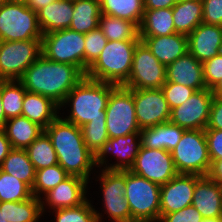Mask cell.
Returning a JSON list of instances; mask_svg holds the SVG:
<instances>
[{
	"label": "cell",
	"instance_id": "25",
	"mask_svg": "<svg viewBox=\"0 0 222 222\" xmlns=\"http://www.w3.org/2000/svg\"><path fill=\"white\" fill-rule=\"evenodd\" d=\"M60 106L49 97L26 91L22 115L45 129L59 115Z\"/></svg>",
	"mask_w": 222,
	"mask_h": 222
},
{
	"label": "cell",
	"instance_id": "23",
	"mask_svg": "<svg viewBox=\"0 0 222 222\" xmlns=\"http://www.w3.org/2000/svg\"><path fill=\"white\" fill-rule=\"evenodd\" d=\"M185 129L170 121L141 129V146L171 152L180 141Z\"/></svg>",
	"mask_w": 222,
	"mask_h": 222
},
{
	"label": "cell",
	"instance_id": "1",
	"mask_svg": "<svg viewBox=\"0 0 222 222\" xmlns=\"http://www.w3.org/2000/svg\"><path fill=\"white\" fill-rule=\"evenodd\" d=\"M86 75L76 66L55 62L41 54L19 81L25 90L49 97L59 106Z\"/></svg>",
	"mask_w": 222,
	"mask_h": 222
},
{
	"label": "cell",
	"instance_id": "26",
	"mask_svg": "<svg viewBox=\"0 0 222 222\" xmlns=\"http://www.w3.org/2000/svg\"><path fill=\"white\" fill-rule=\"evenodd\" d=\"M3 131L12 148L26 149L44 129L28 118L19 116L8 119Z\"/></svg>",
	"mask_w": 222,
	"mask_h": 222
},
{
	"label": "cell",
	"instance_id": "49",
	"mask_svg": "<svg viewBox=\"0 0 222 222\" xmlns=\"http://www.w3.org/2000/svg\"><path fill=\"white\" fill-rule=\"evenodd\" d=\"M208 176L222 186V160L211 164Z\"/></svg>",
	"mask_w": 222,
	"mask_h": 222
},
{
	"label": "cell",
	"instance_id": "50",
	"mask_svg": "<svg viewBox=\"0 0 222 222\" xmlns=\"http://www.w3.org/2000/svg\"><path fill=\"white\" fill-rule=\"evenodd\" d=\"M54 1L56 0H28L26 5L37 13L40 9Z\"/></svg>",
	"mask_w": 222,
	"mask_h": 222
},
{
	"label": "cell",
	"instance_id": "32",
	"mask_svg": "<svg viewBox=\"0 0 222 222\" xmlns=\"http://www.w3.org/2000/svg\"><path fill=\"white\" fill-rule=\"evenodd\" d=\"M99 28L108 41L140 40L139 27L125 19L101 14Z\"/></svg>",
	"mask_w": 222,
	"mask_h": 222
},
{
	"label": "cell",
	"instance_id": "16",
	"mask_svg": "<svg viewBox=\"0 0 222 222\" xmlns=\"http://www.w3.org/2000/svg\"><path fill=\"white\" fill-rule=\"evenodd\" d=\"M201 177L194 174H177L160 186V219L165 214L192 205L195 185Z\"/></svg>",
	"mask_w": 222,
	"mask_h": 222
},
{
	"label": "cell",
	"instance_id": "8",
	"mask_svg": "<svg viewBox=\"0 0 222 222\" xmlns=\"http://www.w3.org/2000/svg\"><path fill=\"white\" fill-rule=\"evenodd\" d=\"M106 129L109 138L140 132L135 114L133 89L115 86L106 107Z\"/></svg>",
	"mask_w": 222,
	"mask_h": 222
},
{
	"label": "cell",
	"instance_id": "22",
	"mask_svg": "<svg viewBox=\"0 0 222 222\" xmlns=\"http://www.w3.org/2000/svg\"><path fill=\"white\" fill-rule=\"evenodd\" d=\"M139 37L158 61L165 66L188 52V36L182 33Z\"/></svg>",
	"mask_w": 222,
	"mask_h": 222
},
{
	"label": "cell",
	"instance_id": "28",
	"mask_svg": "<svg viewBox=\"0 0 222 222\" xmlns=\"http://www.w3.org/2000/svg\"><path fill=\"white\" fill-rule=\"evenodd\" d=\"M171 8L145 9L139 36H163L177 33Z\"/></svg>",
	"mask_w": 222,
	"mask_h": 222
},
{
	"label": "cell",
	"instance_id": "46",
	"mask_svg": "<svg viewBox=\"0 0 222 222\" xmlns=\"http://www.w3.org/2000/svg\"><path fill=\"white\" fill-rule=\"evenodd\" d=\"M206 129L222 130V97H213L209 122Z\"/></svg>",
	"mask_w": 222,
	"mask_h": 222
},
{
	"label": "cell",
	"instance_id": "11",
	"mask_svg": "<svg viewBox=\"0 0 222 222\" xmlns=\"http://www.w3.org/2000/svg\"><path fill=\"white\" fill-rule=\"evenodd\" d=\"M165 82L166 66L140 41L134 50L128 81L123 86L129 89H159Z\"/></svg>",
	"mask_w": 222,
	"mask_h": 222
},
{
	"label": "cell",
	"instance_id": "18",
	"mask_svg": "<svg viewBox=\"0 0 222 222\" xmlns=\"http://www.w3.org/2000/svg\"><path fill=\"white\" fill-rule=\"evenodd\" d=\"M88 183L89 181L82 177L69 175L64 181L44 194L47 204L41 199L42 213L45 210L44 205H49L51 209L56 210L83 204L87 200L85 195Z\"/></svg>",
	"mask_w": 222,
	"mask_h": 222
},
{
	"label": "cell",
	"instance_id": "9",
	"mask_svg": "<svg viewBox=\"0 0 222 222\" xmlns=\"http://www.w3.org/2000/svg\"><path fill=\"white\" fill-rule=\"evenodd\" d=\"M85 34L71 29L43 34L41 52L49 60L71 64L84 73Z\"/></svg>",
	"mask_w": 222,
	"mask_h": 222
},
{
	"label": "cell",
	"instance_id": "20",
	"mask_svg": "<svg viewBox=\"0 0 222 222\" xmlns=\"http://www.w3.org/2000/svg\"><path fill=\"white\" fill-rule=\"evenodd\" d=\"M166 82H173L194 88H207L203 78V63L189 52L166 66Z\"/></svg>",
	"mask_w": 222,
	"mask_h": 222
},
{
	"label": "cell",
	"instance_id": "56",
	"mask_svg": "<svg viewBox=\"0 0 222 222\" xmlns=\"http://www.w3.org/2000/svg\"><path fill=\"white\" fill-rule=\"evenodd\" d=\"M220 53L222 54V41H221V45H220Z\"/></svg>",
	"mask_w": 222,
	"mask_h": 222
},
{
	"label": "cell",
	"instance_id": "41",
	"mask_svg": "<svg viewBox=\"0 0 222 222\" xmlns=\"http://www.w3.org/2000/svg\"><path fill=\"white\" fill-rule=\"evenodd\" d=\"M161 90L170 110L180 106L196 91L194 88L173 82H165L162 85Z\"/></svg>",
	"mask_w": 222,
	"mask_h": 222
},
{
	"label": "cell",
	"instance_id": "14",
	"mask_svg": "<svg viewBox=\"0 0 222 222\" xmlns=\"http://www.w3.org/2000/svg\"><path fill=\"white\" fill-rule=\"evenodd\" d=\"M129 170L160 186L178 174L171 152L162 149H148L142 146Z\"/></svg>",
	"mask_w": 222,
	"mask_h": 222
},
{
	"label": "cell",
	"instance_id": "12",
	"mask_svg": "<svg viewBox=\"0 0 222 222\" xmlns=\"http://www.w3.org/2000/svg\"><path fill=\"white\" fill-rule=\"evenodd\" d=\"M213 97L211 89L195 91L180 106L171 109L169 121L185 130H205Z\"/></svg>",
	"mask_w": 222,
	"mask_h": 222
},
{
	"label": "cell",
	"instance_id": "38",
	"mask_svg": "<svg viewBox=\"0 0 222 222\" xmlns=\"http://www.w3.org/2000/svg\"><path fill=\"white\" fill-rule=\"evenodd\" d=\"M56 222H101V213H98L88 201L81 205L54 210Z\"/></svg>",
	"mask_w": 222,
	"mask_h": 222
},
{
	"label": "cell",
	"instance_id": "10",
	"mask_svg": "<svg viewBox=\"0 0 222 222\" xmlns=\"http://www.w3.org/2000/svg\"><path fill=\"white\" fill-rule=\"evenodd\" d=\"M41 40L0 41V80H19L42 54Z\"/></svg>",
	"mask_w": 222,
	"mask_h": 222
},
{
	"label": "cell",
	"instance_id": "7",
	"mask_svg": "<svg viewBox=\"0 0 222 222\" xmlns=\"http://www.w3.org/2000/svg\"><path fill=\"white\" fill-rule=\"evenodd\" d=\"M37 13L26 3L5 1L0 5V41L42 39Z\"/></svg>",
	"mask_w": 222,
	"mask_h": 222
},
{
	"label": "cell",
	"instance_id": "51",
	"mask_svg": "<svg viewBox=\"0 0 222 222\" xmlns=\"http://www.w3.org/2000/svg\"><path fill=\"white\" fill-rule=\"evenodd\" d=\"M7 119L2 106V98H1V80H0V130H3Z\"/></svg>",
	"mask_w": 222,
	"mask_h": 222
},
{
	"label": "cell",
	"instance_id": "21",
	"mask_svg": "<svg viewBox=\"0 0 222 222\" xmlns=\"http://www.w3.org/2000/svg\"><path fill=\"white\" fill-rule=\"evenodd\" d=\"M192 205L203 219L222 217V186L202 176L196 182Z\"/></svg>",
	"mask_w": 222,
	"mask_h": 222
},
{
	"label": "cell",
	"instance_id": "34",
	"mask_svg": "<svg viewBox=\"0 0 222 222\" xmlns=\"http://www.w3.org/2000/svg\"><path fill=\"white\" fill-rule=\"evenodd\" d=\"M25 93L19 80H1L2 106L7 120L22 115Z\"/></svg>",
	"mask_w": 222,
	"mask_h": 222
},
{
	"label": "cell",
	"instance_id": "13",
	"mask_svg": "<svg viewBox=\"0 0 222 222\" xmlns=\"http://www.w3.org/2000/svg\"><path fill=\"white\" fill-rule=\"evenodd\" d=\"M105 213L113 222H131V210L125 198L126 170H104L100 175Z\"/></svg>",
	"mask_w": 222,
	"mask_h": 222
},
{
	"label": "cell",
	"instance_id": "53",
	"mask_svg": "<svg viewBox=\"0 0 222 222\" xmlns=\"http://www.w3.org/2000/svg\"><path fill=\"white\" fill-rule=\"evenodd\" d=\"M201 222H222V217L203 219Z\"/></svg>",
	"mask_w": 222,
	"mask_h": 222
},
{
	"label": "cell",
	"instance_id": "54",
	"mask_svg": "<svg viewBox=\"0 0 222 222\" xmlns=\"http://www.w3.org/2000/svg\"><path fill=\"white\" fill-rule=\"evenodd\" d=\"M0 222H7L6 217L4 216V207H0Z\"/></svg>",
	"mask_w": 222,
	"mask_h": 222
},
{
	"label": "cell",
	"instance_id": "2",
	"mask_svg": "<svg viewBox=\"0 0 222 222\" xmlns=\"http://www.w3.org/2000/svg\"><path fill=\"white\" fill-rule=\"evenodd\" d=\"M58 116L45 129L55 149L58 164L69 175L89 181L90 172L95 166L94 154L85 145L80 127Z\"/></svg>",
	"mask_w": 222,
	"mask_h": 222
},
{
	"label": "cell",
	"instance_id": "39",
	"mask_svg": "<svg viewBox=\"0 0 222 222\" xmlns=\"http://www.w3.org/2000/svg\"><path fill=\"white\" fill-rule=\"evenodd\" d=\"M80 129L85 145L94 155L109 139L106 120H91Z\"/></svg>",
	"mask_w": 222,
	"mask_h": 222
},
{
	"label": "cell",
	"instance_id": "24",
	"mask_svg": "<svg viewBox=\"0 0 222 222\" xmlns=\"http://www.w3.org/2000/svg\"><path fill=\"white\" fill-rule=\"evenodd\" d=\"M73 0H56L37 12L43 34L68 29L73 17Z\"/></svg>",
	"mask_w": 222,
	"mask_h": 222
},
{
	"label": "cell",
	"instance_id": "30",
	"mask_svg": "<svg viewBox=\"0 0 222 222\" xmlns=\"http://www.w3.org/2000/svg\"><path fill=\"white\" fill-rule=\"evenodd\" d=\"M0 170L13 175L32 189L36 170L25 149L13 148L4 159Z\"/></svg>",
	"mask_w": 222,
	"mask_h": 222
},
{
	"label": "cell",
	"instance_id": "29",
	"mask_svg": "<svg viewBox=\"0 0 222 222\" xmlns=\"http://www.w3.org/2000/svg\"><path fill=\"white\" fill-rule=\"evenodd\" d=\"M73 17L69 29L86 34L99 27L101 7L99 0H73Z\"/></svg>",
	"mask_w": 222,
	"mask_h": 222
},
{
	"label": "cell",
	"instance_id": "43",
	"mask_svg": "<svg viewBox=\"0 0 222 222\" xmlns=\"http://www.w3.org/2000/svg\"><path fill=\"white\" fill-rule=\"evenodd\" d=\"M202 23L222 26V0H202Z\"/></svg>",
	"mask_w": 222,
	"mask_h": 222
},
{
	"label": "cell",
	"instance_id": "27",
	"mask_svg": "<svg viewBox=\"0 0 222 222\" xmlns=\"http://www.w3.org/2000/svg\"><path fill=\"white\" fill-rule=\"evenodd\" d=\"M172 12L175 31L188 36L199 24L202 23V0L178 1L172 7Z\"/></svg>",
	"mask_w": 222,
	"mask_h": 222
},
{
	"label": "cell",
	"instance_id": "37",
	"mask_svg": "<svg viewBox=\"0 0 222 222\" xmlns=\"http://www.w3.org/2000/svg\"><path fill=\"white\" fill-rule=\"evenodd\" d=\"M32 196V190L26 183L0 170V202L25 201Z\"/></svg>",
	"mask_w": 222,
	"mask_h": 222
},
{
	"label": "cell",
	"instance_id": "3",
	"mask_svg": "<svg viewBox=\"0 0 222 222\" xmlns=\"http://www.w3.org/2000/svg\"><path fill=\"white\" fill-rule=\"evenodd\" d=\"M116 85L96 81L86 76L68 93L60 108L71 105V113L65 121L81 127L91 120H106V107L111 90Z\"/></svg>",
	"mask_w": 222,
	"mask_h": 222
},
{
	"label": "cell",
	"instance_id": "36",
	"mask_svg": "<svg viewBox=\"0 0 222 222\" xmlns=\"http://www.w3.org/2000/svg\"><path fill=\"white\" fill-rule=\"evenodd\" d=\"M68 176L69 174L59 164L37 170L35 181L31 189L33 196L41 199V193L46 194Z\"/></svg>",
	"mask_w": 222,
	"mask_h": 222
},
{
	"label": "cell",
	"instance_id": "47",
	"mask_svg": "<svg viewBox=\"0 0 222 222\" xmlns=\"http://www.w3.org/2000/svg\"><path fill=\"white\" fill-rule=\"evenodd\" d=\"M12 145L3 130H0V166L8 153L12 150Z\"/></svg>",
	"mask_w": 222,
	"mask_h": 222
},
{
	"label": "cell",
	"instance_id": "19",
	"mask_svg": "<svg viewBox=\"0 0 222 222\" xmlns=\"http://www.w3.org/2000/svg\"><path fill=\"white\" fill-rule=\"evenodd\" d=\"M222 26L199 24L188 35V52L204 63L220 53Z\"/></svg>",
	"mask_w": 222,
	"mask_h": 222
},
{
	"label": "cell",
	"instance_id": "45",
	"mask_svg": "<svg viewBox=\"0 0 222 222\" xmlns=\"http://www.w3.org/2000/svg\"><path fill=\"white\" fill-rule=\"evenodd\" d=\"M202 220L201 214L190 205L177 212L165 214L159 222H201Z\"/></svg>",
	"mask_w": 222,
	"mask_h": 222
},
{
	"label": "cell",
	"instance_id": "5",
	"mask_svg": "<svg viewBox=\"0 0 222 222\" xmlns=\"http://www.w3.org/2000/svg\"><path fill=\"white\" fill-rule=\"evenodd\" d=\"M125 198L131 210V222H159V184L126 170Z\"/></svg>",
	"mask_w": 222,
	"mask_h": 222
},
{
	"label": "cell",
	"instance_id": "33",
	"mask_svg": "<svg viewBox=\"0 0 222 222\" xmlns=\"http://www.w3.org/2000/svg\"><path fill=\"white\" fill-rule=\"evenodd\" d=\"M7 222H38L42 216L41 199L32 196L25 201L0 202Z\"/></svg>",
	"mask_w": 222,
	"mask_h": 222
},
{
	"label": "cell",
	"instance_id": "35",
	"mask_svg": "<svg viewBox=\"0 0 222 222\" xmlns=\"http://www.w3.org/2000/svg\"><path fill=\"white\" fill-rule=\"evenodd\" d=\"M25 150L36 171L58 164L53 144L44 131Z\"/></svg>",
	"mask_w": 222,
	"mask_h": 222
},
{
	"label": "cell",
	"instance_id": "55",
	"mask_svg": "<svg viewBox=\"0 0 222 222\" xmlns=\"http://www.w3.org/2000/svg\"><path fill=\"white\" fill-rule=\"evenodd\" d=\"M8 2L27 3L28 0H6Z\"/></svg>",
	"mask_w": 222,
	"mask_h": 222
},
{
	"label": "cell",
	"instance_id": "40",
	"mask_svg": "<svg viewBox=\"0 0 222 222\" xmlns=\"http://www.w3.org/2000/svg\"><path fill=\"white\" fill-rule=\"evenodd\" d=\"M107 41V38L99 27L85 34L84 74H86L87 69L97 60Z\"/></svg>",
	"mask_w": 222,
	"mask_h": 222
},
{
	"label": "cell",
	"instance_id": "15",
	"mask_svg": "<svg viewBox=\"0 0 222 222\" xmlns=\"http://www.w3.org/2000/svg\"><path fill=\"white\" fill-rule=\"evenodd\" d=\"M135 114L140 129L168 122L170 108L159 89H133Z\"/></svg>",
	"mask_w": 222,
	"mask_h": 222
},
{
	"label": "cell",
	"instance_id": "42",
	"mask_svg": "<svg viewBox=\"0 0 222 222\" xmlns=\"http://www.w3.org/2000/svg\"><path fill=\"white\" fill-rule=\"evenodd\" d=\"M203 78L207 89H213L222 79V54L218 53L213 58L203 63Z\"/></svg>",
	"mask_w": 222,
	"mask_h": 222
},
{
	"label": "cell",
	"instance_id": "31",
	"mask_svg": "<svg viewBox=\"0 0 222 222\" xmlns=\"http://www.w3.org/2000/svg\"><path fill=\"white\" fill-rule=\"evenodd\" d=\"M101 14L118 17L140 26L144 15V0H99Z\"/></svg>",
	"mask_w": 222,
	"mask_h": 222
},
{
	"label": "cell",
	"instance_id": "52",
	"mask_svg": "<svg viewBox=\"0 0 222 222\" xmlns=\"http://www.w3.org/2000/svg\"><path fill=\"white\" fill-rule=\"evenodd\" d=\"M212 93L214 94V96L222 97V79L212 89Z\"/></svg>",
	"mask_w": 222,
	"mask_h": 222
},
{
	"label": "cell",
	"instance_id": "44",
	"mask_svg": "<svg viewBox=\"0 0 222 222\" xmlns=\"http://www.w3.org/2000/svg\"><path fill=\"white\" fill-rule=\"evenodd\" d=\"M205 136L211 164L222 160V130L205 129Z\"/></svg>",
	"mask_w": 222,
	"mask_h": 222
},
{
	"label": "cell",
	"instance_id": "4",
	"mask_svg": "<svg viewBox=\"0 0 222 222\" xmlns=\"http://www.w3.org/2000/svg\"><path fill=\"white\" fill-rule=\"evenodd\" d=\"M140 41H107L97 60L87 69L86 77L116 86L124 85L131 72L134 50Z\"/></svg>",
	"mask_w": 222,
	"mask_h": 222
},
{
	"label": "cell",
	"instance_id": "17",
	"mask_svg": "<svg viewBox=\"0 0 222 222\" xmlns=\"http://www.w3.org/2000/svg\"><path fill=\"white\" fill-rule=\"evenodd\" d=\"M137 141V142H136ZM141 147L140 132H134L117 138H109L94 155L95 166H105L106 155L113 153L119 158L116 164H106L105 170H129ZM99 165V166H98ZM108 165V166H107Z\"/></svg>",
	"mask_w": 222,
	"mask_h": 222
},
{
	"label": "cell",
	"instance_id": "6",
	"mask_svg": "<svg viewBox=\"0 0 222 222\" xmlns=\"http://www.w3.org/2000/svg\"><path fill=\"white\" fill-rule=\"evenodd\" d=\"M171 155L178 174L208 176L211 160L205 130H185Z\"/></svg>",
	"mask_w": 222,
	"mask_h": 222
},
{
	"label": "cell",
	"instance_id": "57",
	"mask_svg": "<svg viewBox=\"0 0 222 222\" xmlns=\"http://www.w3.org/2000/svg\"><path fill=\"white\" fill-rule=\"evenodd\" d=\"M6 0H0V5L3 4Z\"/></svg>",
	"mask_w": 222,
	"mask_h": 222
},
{
	"label": "cell",
	"instance_id": "48",
	"mask_svg": "<svg viewBox=\"0 0 222 222\" xmlns=\"http://www.w3.org/2000/svg\"><path fill=\"white\" fill-rule=\"evenodd\" d=\"M175 0H144L145 9L171 8L175 5Z\"/></svg>",
	"mask_w": 222,
	"mask_h": 222
}]
</instances>
